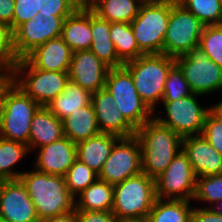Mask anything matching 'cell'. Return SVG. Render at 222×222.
Masks as SVG:
<instances>
[{"instance_id": "cell-1", "label": "cell", "mask_w": 222, "mask_h": 222, "mask_svg": "<svg viewBox=\"0 0 222 222\" xmlns=\"http://www.w3.org/2000/svg\"><path fill=\"white\" fill-rule=\"evenodd\" d=\"M135 136L141 149L142 172L153 179L161 175L182 151L183 138L154 117L138 128Z\"/></svg>"}, {"instance_id": "cell-2", "label": "cell", "mask_w": 222, "mask_h": 222, "mask_svg": "<svg viewBox=\"0 0 222 222\" xmlns=\"http://www.w3.org/2000/svg\"><path fill=\"white\" fill-rule=\"evenodd\" d=\"M19 179L25 185L40 221L75 211L76 198L66 187L63 176L35 170L23 172Z\"/></svg>"}, {"instance_id": "cell-3", "label": "cell", "mask_w": 222, "mask_h": 222, "mask_svg": "<svg viewBox=\"0 0 222 222\" xmlns=\"http://www.w3.org/2000/svg\"><path fill=\"white\" fill-rule=\"evenodd\" d=\"M41 106L13 82L4 90L0 104V137L28 144L30 124Z\"/></svg>"}, {"instance_id": "cell-4", "label": "cell", "mask_w": 222, "mask_h": 222, "mask_svg": "<svg viewBox=\"0 0 222 222\" xmlns=\"http://www.w3.org/2000/svg\"><path fill=\"white\" fill-rule=\"evenodd\" d=\"M175 58L165 54H148L124 63L130 72L140 98L154 112L157 101L163 99L165 81Z\"/></svg>"}, {"instance_id": "cell-5", "label": "cell", "mask_w": 222, "mask_h": 222, "mask_svg": "<svg viewBox=\"0 0 222 222\" xmlns=\"http://www.w3.org/2000/svg\"><path fill=\"white\" fill-rule=\"evenodd\" d=\"M176 0L142 2L130 23L139 50L144 54H163L171 6Z\"/></svg>"}, {"instance_id": "cell-6", "label": "cell", "mask_w": 222, "mask_h": 222, "mask_svg": "<svg viewBox=\"0 0 222 222\" xmlns=\"http://www.w3.org/2000/svg\"><path fill=\"white\" fill-rule=\"evenodd\" d=\"M111 212L121 221L147 218L156 200L155 179L143 172L113 186Z\"/></svg>"}, {"instance_id": "cell-7", "label": "cell", "mask_w": 222, "mask_h": 222, "mask_svg": "<svg viewBox=\"0 0 222 222\" xmlns=\"http://www.w3.org/2000/svg\"><path fill=\"white\" fill-rule=\"evenodd\" d=\"M25 69L28 71L26 76L18 80L19 74H23ZM12 73V82L38 105L44 107L65 90L69 81L68 72L36 69L25 58L19 59L13 65Z\"/></svg>"}, {"instance_id": "cell-8", "label": "cell", "mask_w": 222, "mask_h": 222, "mask_svg": "<svg viewBox=\"0 0 222 222\" xmlns=\"http://www.w3.org/2000/svg\"><path fill=\"white\" fill-rule=\"evenodd\" d=\"M105 88L113 96L119 111L137 130L154 113L140 98L130 72L124 67L109 68Z\"/></svg>"}, {"instance_id": "cell-9", "label": "cell", "mask_w": 222, "mask_h": 222, "mask_svg": "<svg viewBox=\"0 0 222 222\" xmlns=\"http://www.w3.org/2000/svg\"><path fill=\"white\" fill-rule=\"evenodd\" d=\"M205 25L177 0L171 6L163 54L177 58L199 47Z\"/></svg>"}, {"instance_id": "cell-10", "label": "cell", "mask_w": 222, "mask_h": 222, "mask_svg": "<svg viewBox=\"0 0 222 222\" xmlns=\"http://www.w3.org/2000/svg\"><path fill=\"white\" fill-rule=\"evenodd\" d=\"M175 63L194 94L205 95L222 88V67L209 59L200 47L175 58Z\"/></svg>"}, {"instance_id": "cell-11", "label": "cell", "mask_w": 222, "mask_h": 222, "mask_svg": "<svg viewBox=\"0 0 222 222\" xmlns=\"http://www.w3.org/2000/svg\"><path fill=\"white\" fill-rule=\"evenodd\" d=\"M141 172V149L139 140L133 135L120 137L115 142L110 156L103 164L98 177L100 180L114 186Z\"/></svg>"}, {"instance_id": "cell-12", "label": "cell", "mask_w": 222, "mask_h": 222, "mask_svg": "<svg viewBox=\"0 0 222 222\" xmlns=\"http://www.w3.org/2000/svg\"><path fill=\"white\" fill-rule=\"evenodd\" d=\"M196 190V176L187 155L180 151L166 170L155 179L156 198L192 200Z\"/></svg>"}, {"instance_id": "cell-13", "label": "cell", "mask_w": 222, "mask_h": 222, "mask_svg": "<svg viewBox=\"0 0 222 222\" xmlns=\"http://www.w3.org/2000/svg\"><path fill=\"white\" fill-rule=\"evenodd\" d=\"M198 94L192 93L174 101H162L167 119L154 117L159 123L171 128L181 138L202 134L203 125L210 108L204 109L196 99Z\"/></svg>"}, {"instance_id": "cell-14", "label": "cell", "mask_w": 222, "mask_h": 222, "mask_svg": "<svg viewBox=\"0 0 222 222\" xmlns=\"http://www.w3.org/2000/svg\"><path fill=\"white\" fill-rule=\"evenodd\" d=\"M68 16L43 17L37 14L20 25L14 32V50L19 59L24 58L34 48L61 35L62 25Z\"/></svg>"}, {"instance_id": "cell-15", "label": "cell", "mask_w": 222, "mask_h": 222, "mask_svg": "<svg viewBox=\"0 0 222 222\" xmlns=\"http://www.w3.org/2000/svg\"><path fill=\"white\" fill-rule=\"evenodd\" d=\"M0 219L4 222H40L35 206L20 179L2 181Z\"/></svg>"}, {"instance_id": "cell-16", "label": "cell", "mask_w": 222, "mask_h": 222, "mask_svg": "<svg viewBox=\"0 0 222 222\" xmlns=\"http://www.w3.org/2000/svg\"><path fill=\"white\" fill-rule=\"evenodd\" d=\"M108 70L92 51H76L72 53L69 80L92 94L105 88Z\"/></svg>"}, {"instance_id": "cell-17", "label": "cell", "mask_w": 222, "mask_h": 222, "mask_svg": "<svg viewBox=\"0 0 222 222\" xmlns=\"http://www.w3.org/2000/svg\"><path fill=\"white\" fill-rule=\"evenodd\" d=\"M97 124L101 133L118 137L135 135L136 129L125 119L111 93L103 88L91 95Z\"/></svg>"}, {"instance_id": "cell-18", "label": "cell", "mask_w": 222, "mask_h": 222, "mask_svg": "<svg viewBox=\"0 0 222 222\" xmlns=\"http://www.w3.org/2000/svg\"><path fill=\"white\" fill-rule=\"evenodd\" d=\"M182 150L187 155L196 178L222 174V155L202 134L184 137Z\"/></svg>"}, {"instance_id": "cell-19", "label": "cell", "mask_w": 222, "mask_h": 222, "mask_svg": "<svg viewBox=\"0 0 222 222\" xmlns=\"http://www.w3.org/2000/svg\"><path fill=\"white\" fill-rule=\"evenodd\" d=\"M76 160V144L65 136L41 147L34 165L39 172L64 177Z\"/></svg>"}, {"instance_id": "cell-20", "label": "cell", "mask_w": 222, "mask_h": 222, "mask_svg": "<svg viewBox=\"0 0 222 222\" xmlns=\"http://www.w3.org/2000/svg\"><path fill=\"white\" fill-rule=\"evenodd\" d=\"M72 53L59 36L37 46L24 58L36 69L69 72Z\"/></svg>"}, {"instance_id": "cell-21", "label": "cell", "mask_w": 222, "mask_h": 222, "mask_svg": "<svg viewBox=\"0 0 222 222\" xmlns=\"http://www.w3.org/2000/svg\"><path fill=\"white\" fill-rule=\"evenodd\" d=\"M60 37L72 52L90 50L91 9L85 3L64 20Z\"/></svg>"}, {"instance_id": "cell-22", "label": "cell", "mask_w": 222, "mask_h": 222, "mask_svg": "<svg viewBox=\"0 0 222 222\" xmlns=\"http://www.w3.org/2000/svg\"><path fill=\"white\" fill-rule=\"evenodd\" d=\"M28 148L43 147L63 137V121L58 119L47 107L41 106L30 124Z\"/></svg>"}, {"instance_id": "cell-23", "label": "cell", "mask_w": 222, "mask_h": 222, "mask_svg": "<svg viewBox=\"0 0 222 222\" xmlns=\"http://www.w3.org/2000/svg\"><path fill=\"white\" fill-rule=\"evenodd\" d=\"M119 138L113 134L99 133L81 141L76 144L77 159L99 174Z\"/></svg>"}, {"instance_id": "cell-24", "label": "cell", "mask_w": 222, "mask_h": 222, "mask_svg": "<svg viewBox=\"0 0 222 222\" xmlns=\"http://www.w3.org/2000/svg\"><path fill=\"white\" fill-rule=\"evenodd\" d=\"M111 22L99 18L91 10L92 51L109 68L124 65L118 58L113 41L110 38Z\"/></svg>"}, {"instance_id": "cell-25", "label": "cell", "mask_w": 222, "mask_h": 222, "mask_svg": "<svg viewBox=\"0 0 222 222\" xmlns=\"http://www.w3.org/2000/svg\"><path fill=\"white\" fill-rule=\"evenodd\" d=\"M142 2V0L84 1V3L93 11L94 14H96L99 18L111 23H131L138 15Z\"/></svg>"}, {"instance_id": "cell-26", "label": "cell", "mask_w": 222, "mask_h": 222, "mask_svg": "<svg viewBox=\"0 0 222 222\" xmlns=\"http://www.w3.org/2000/svg\"><path fill=\"white\" fill-rule=\"evenodd\" d=\"M62 121L64 135L75 144L101 133L92 103L78 108Z\"/></svg>"}, {"instance_id": "cell-27", "label": "cell", "mask_w": 222, "mask_h": 222, "mask_svg": "<svg viewBox=\"0 0 222 222\" xmlns=\"http://www.w3.org/2000/svg\"><path fill=\"white\" fill-rule=\"evenodd\" d=\"M91 93L76 83L68 81L65 90L47 104V108L60 120H63L78 108L91 103Z\"/></svg>"}, {"instance_id": "cell-28", "label": "cell", "mask_w": 222, "mask_h": 222, "mask_svg": "<svg viewBox=\"0 0 222 222\" xmlns=\"http://www.w3.org/2000/svg\"><path fill=\"white\" fill-rule=\"evenodd\" d=\"M78 196L75 202V210L86 211H111L114 202L113 185L99 178L90 184Z\"/></svg>"}, {"instance_id": "cell-29", "label": "cell", "mask_w": 222, "mask_h": 222, "mask_svg": "<svg viewBox=\"0 0 222 222\" xmlns=\"http://www.w3.org/2000/svg\"><path fill=\"white\" fill-rule=\"evenodd\" d=\"M189 203L187 200L156 198L147 218L149 222H190L193 208Z\"/></svg>"}, {"instance_id": "cell-30", "label": "cell", "mask_w": 222, "mask_h": 222, "mask_svg": "<svg viewBox=\"0 0 222 222\" xmlns=\"http://www.w3.org/2000/svg\"><path fill=\"white\" fill-rule=\"evenodd\" d=\"M110 38L114 43L118 58L123 63L144 55L139 50L130 23H111Z\"/></svg>"}, {"instance_id": "cell-31", "label": "cell", "mask_w": 222, "mask_h": 222, "mask_svg": "<svg viewBox=\"0 0 222 222\" xmlns=\"http://www.w3.org/2000/svg\"><path fill=\"white\" fill-rule=\"evenodd\" d=\"M29 151L28 145L0 137V178L2 180L19 179L23 172L12 171L14 166Z\"/></svg>"}, {"instance_id": "cell-32", "label": "cell", "mask_w": 222, "mask_h": 222, "mask_svg": "<svg viewBox=\"0 0 222 222\" xmlns=\"http://www.w3.org/2000/svg\"><path fill=\"white\" fill-rule=\"evenodd\" d=\"M205 26L222 24V4L219 0H177Z\"/></svg>"}, {"instance_id": "cell-33", "label": "cell", "mask_w": 222, "mask_h": 222, "mask_svg": "<svg viewBox=\"0 0 222 222\" xmlns=\"http://www.w3.org/2000/svg\"><path fill=\"white\" fill-rule=\"evenodd\" d=\"M66 187L75 197L82 193L90 184L95 182L99 177L98 173L89 168L86 164L78 159L69 168L64 176Z\"/></svg>"}, {"instance_id": "cell-34", "label": "cell", "mask_w": 222, "mask_h": 222, "mask_svg": "<svg viewBox=\"0 0 222 222\" xmlns=\"http://www.w3.org/2000/svg\"><path fill=\"white\" fill-rule=\"evenodd\" d=\"M199 47L209 59L222 67V24L205 26L200 37Z\"/></svg>"}, {"instance_id": "cell-35", "label": "cell", "mask_w": 222, "mask_h": 222, "mask_svg": "<svg viewBox=\"0 0 222 222\" xmlns=\"http://www.w3.org/2000/svg\"><path fill=\"white\" fill-rule=\"evenodd\" d=\"M192 93L182 70L175 63L167 74L162 101H174L188 97Z\"/></svg>"}, {"instance_id": "cell-36", "label": "cell", "mask_w": 222, "mask_h": 222, "mask_svg": "<svg viewBox=\"0 0 222 222\" xmlns=\"http://www.w3.org/2000/svg\"><path fill=\"white\" fill-rule=\"evenodd\" d=\"M199 201L215 202L222 200V174L196 178L194 198Z\"/></svg>"}, {"instance_id": "cell-37", "label": "cell", "mask_w": 222, "mask_h": 222, "mask_svg": "<svg viewBox=\"0 0 222 222\" xmlns=\"http://www.w3.org/2000/svg\"><path fill=\"white\" fill-rule=\"evenodd\" d=\"M42 8L41 0H15L12 31L23 23L34 19Z\"/></svg>"}, {"instance_id": "cell-38", "label": "cell", "mask_w": 222, "mask_h": 222, "mask_svg": "<svg viewBox=\"0 0 222 222\" xmlns=\"http://www.w3.org/2000/svg\"><path fill=\"white\" fill-rule=\"evenodd\" d=\"M19 60L14 50V34L10 26L0 22V64L10 67Z\"/></svg>"}, {"instance_id": "cell-39", "label": "cell", "mask_w": 222, "mask_h": 222, "mask_svg": "<svg viewBox=\"0 0 222 222\" xmlns=\"http://www.w3.org/2000/svg\"><path fill=\"white\" fill-rule=\"evenodd\" d=\"M202 136L222 155V120L211 110L206 115Z\"/></svg>"}, {"instance_id": "cell-40", "label": "cell", "mask_w": 222, "mask_h": 222, "mask_svg": "<svg viewBox=\"0 0 222 222\" xmlns=\"http://www.w3.org/2000/svg\"><path fill=\"white\" fill-rule=\"evenodd\" d=\"M83 3L84 0H48L38 14L43 17L69 16Z\"/></svg>"}, {"instance_id": "cell-41", "label": "cell", "mask_w": 222, "mask_h": 222, "mask_svg": "<svg viewBox=\"0 0 222 222\" xmlns=\"http://www.w3.org/2000/svg\"><path fill=\"white\" fill-rule=\"evenodd\" d=\"M77 222H120L111 211L75 210Z\"/></svg>"}, {"instance_id": "cell-42", "label": "cell", "mask_w": 222, "mask_h": 222, "mask_svg": "<svg viewBox=\"0 0 222 222\" xmlns=\"http://www.w3.org/2000/svg\"><path fill=\"white\" fill-rule=\"evenodd\" d=\"M190 222H222V215L217 214L211 208H194Z\"/></svg>"}, {"instance_id": "cell-43", "label": "cell", "mask_w": 222, "mask_h": 222, "mask_svg": "<svg viewBox=\"0 0 222 222\" xmlns=\"http://www.w3.org/2000/svg\"><path fill=\"white\" fill-rule=\"evenodd\" d=\"M15 0H0V22L10 26L12 30V20L14 15Z\"/></svg>"}, {"instance_id": "cell-44", "label": "cell", "mask_w": 222, "mask_h": 222, "mask_svg": "<svg viewBox=\"0 0 222 222\" xmlns=\"http://www.w3.org/2000/svg\"><path fill=\"white\" fill-rule=\"evenodd\" d=\"M3 71L5 73H3ZM12 80V67L5 64H0V104L3 92L12 83Z\"/></svg>"}, {"instance_id": "cell-45", "label": "cell", "mask_w": 222, "mask_h": 222, "mask_svg": "<svg viewBox=\"0 0 222 222\" xmlns=\"http://www.w3.org/2000/svg\"><path fill=\"white\" fill-rule=\"evenodd\" d=\"M40 222H77V218L74 212L65 213L41 220Z\"/></svg>"}, {"instance_id": "cell-46", "label": "cell", "mask_w": 222, "mask_h": 222, "mask_svg": "<svg viewBox=\"0 0 222 222\" xmlns=\"http://www.w3.org/2000/svg\"><path fill=\"white\" fill-rule=\"evenodd\" d=\"M211 111L222 120V101L215 106H211Z\"/></svg>"}, {"instance_id": "cell-47", "label": "cell", "mask_w": 222, "mask_h": 222, "mask_svg": "<svg viewBox=\"0 0 222 222\" xmlns=\"http://www.w3.org/2000/svg\"><path fill=\"white\" fill-rule=\"evenodd\" d=\"M219 205H218V204ZM217 203H215V207H210L214 212H216L217 214H219V215H222V200H220V201H218ZM217 207H218V209H217Z\"/></svg>"}, {"instance_id": "cell-48", "label": "cell", "mask_w": 222, "mask_h": 222, "mask_svg": "<svg viewBox=\"0 0 222 222\" xmlns=\"http://www.w3.org/2000/svg\"><path fill=\"white\" fill-rule=\"evenodd\" d=\"M120 222H149L148 218H140V219H125Z\"/></svg>"}, {"instance_id": "cell-49", "label": "cell", "mask_w": 222, "mask_h": 222, "mask_svg": "<svg viewBox=\"0 0 222 222\" xmlns=\"http://www.w3.org/2000/svg\"><path fill=\"white\" fill-rule=\"evenodd\" d=\"M48 0H41L42 3V7L45 5V3H47Z\"/></svg>"}, {"instance_id": "cell-50", "label": "cell", "mask_w": 222, "mask_h": 222, "mask_svg": "<svg viewBox=\"0 0 222 222\" xmlns=\"http://www.w3.org/2000/svg\"><path fill=\"white\" fill-rule=\"evenodd\" d=\"M143 2H148V1H160V0H142Z\"/></svg>"}]
</instances>
